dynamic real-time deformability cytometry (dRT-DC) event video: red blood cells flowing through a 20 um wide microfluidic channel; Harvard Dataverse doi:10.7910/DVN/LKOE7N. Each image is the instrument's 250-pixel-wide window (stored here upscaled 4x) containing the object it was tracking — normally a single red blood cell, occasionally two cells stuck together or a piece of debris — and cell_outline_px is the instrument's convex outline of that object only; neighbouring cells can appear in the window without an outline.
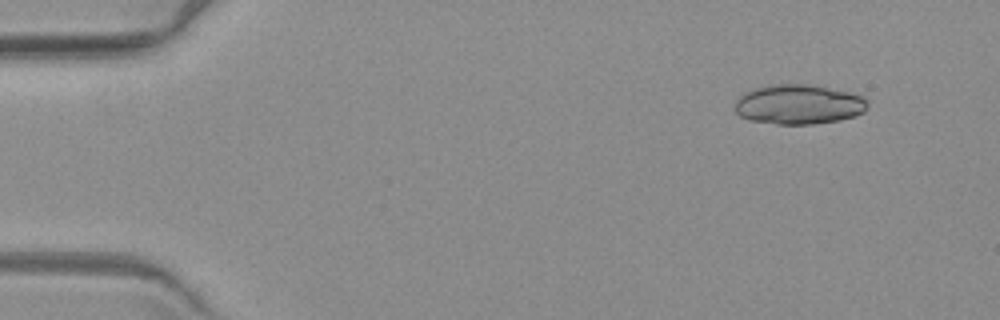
{"species": "common noctule bat (a hibernating species)", "species_latin": "Nyctalus noctula", "temperature_condition": "warm", "stored_images_in_passage": 3, "camera_frame_rate_fps": 3000, "um_per_image_px": 0.085, "animal": {"sex": "female", "body_mass_g": 19.3, "forearm_length_mm": 54.1}, "frame": {"image": 1, "passage_image": 2, "time_ms": 1.333, "image_size_px": [1000, 320], "cell_outline_px": [[868, 108], [864, 112], [856, 116], [840, 120], [812, 124], [776, 124], [748, 120], [740, 116], [736, 112], [736, 100], [744, 92], [768, 84], [808, 84], [848, 92], [860, 96], [868, 100]], "centroid_in_image_um": [67.89, 8.88], "position_along_channel_um": 17.1, "area_um2": 30.81}}